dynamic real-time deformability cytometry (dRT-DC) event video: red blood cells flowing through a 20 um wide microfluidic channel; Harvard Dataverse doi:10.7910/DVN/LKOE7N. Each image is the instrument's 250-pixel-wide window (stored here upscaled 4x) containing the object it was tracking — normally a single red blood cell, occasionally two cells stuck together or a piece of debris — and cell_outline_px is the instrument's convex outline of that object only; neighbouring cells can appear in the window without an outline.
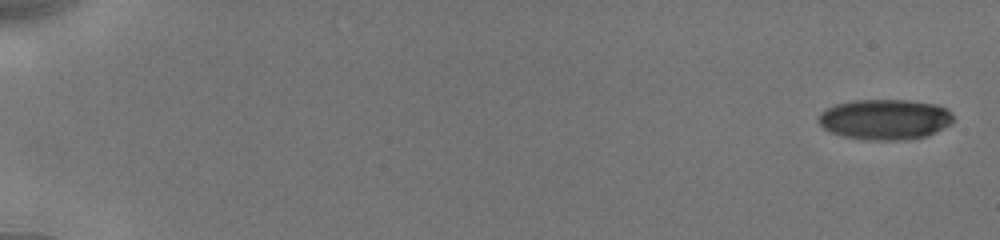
{"species": "human", "species_latin": "Homo sapiens", "temperature_condition": "cold", "stored_images_in_passage": 13, "camera_frame_rate_fps": 3000, "um_per_image_px": 0.085, "donor": {"sex": "male"}, "frame": {"image": 1, "passage_image": 1, "time_ms": 0.0, "image_size_px": [1000, 240], "cell_outline_px": [[952, 120], [948, 124], [936, 132], [928, 136], [904, 140], [868, 140], [840, 136], [824, 128], [816, 120], [820, 112], [836, 104], [852, 100], [908, 100], [936, 104], [948, 108], [952, 112]], "centroid_in_image_um": [75.21, 10.15], "position_along_channel_um": 9.8, "area_um2": 31.96}}
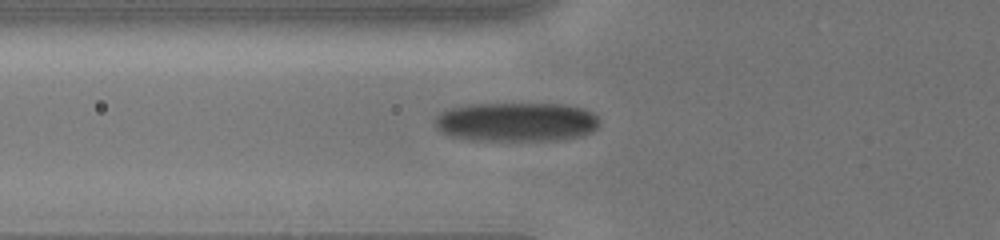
{"frame": {"image": 2, "passage_image": 11, "time_ms": 6.667, "image_size_px": [1000, 240], "cell_outline_px": [[600, 124], [592, 132], [584, 136], [564, 140], [472, 140], [448, 136], [440, 132], [436, 128], [436, 116], [440, 112], [448, 108], [464, 104], [564, 104], [584, 108], [592, 112], [600, 120]], "centroid_in_image_um": [43.9, 10.37], "position_along_channel_um": 81.9, "area_um2": 38.15}}
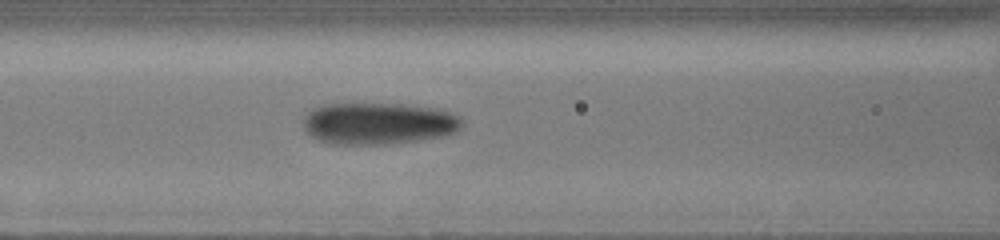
{"frame": {"image": 3, "passage_image": 13, "time_ms": 8.0, "image_size_px": [1000, 240], "cell_outline_px": [[464, 120], [460, 128], [456, 132], [448, 136], [384, 144], [332, 144], [316, 140], [304, 128], [304, 116], [312, 108], [320, 104], [404, 104], [432, 108], [452, 112], [460, 116]], "centroid_in_image_um": [32.18, 10.49], "position_along_channel_um": 134.4, "area_um2": 38.9}}